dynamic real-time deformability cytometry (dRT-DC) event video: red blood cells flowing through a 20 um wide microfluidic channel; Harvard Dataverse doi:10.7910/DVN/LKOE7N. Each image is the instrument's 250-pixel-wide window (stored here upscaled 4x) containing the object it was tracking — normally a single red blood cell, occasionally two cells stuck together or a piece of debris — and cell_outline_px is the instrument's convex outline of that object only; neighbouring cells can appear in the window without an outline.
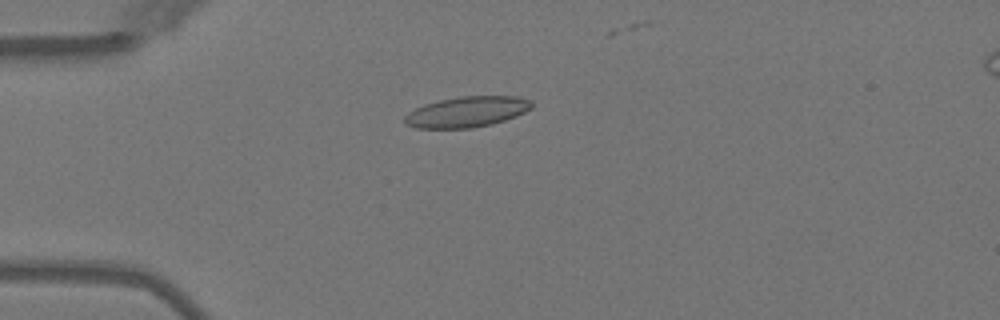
{"species": "Egyptian fruit bat (a non-hibernating species)", "species_latin": "Rousettus aegyptiacus", "temperature_condition": "warm", "stored_images_in_passage": 6, "camera_frame_rate_fps": 3000, "um_per_image_px": 0.085, "animal": {"sex": "female"}, "frame": {"image": 1, "passage_image": 4, "time_ms": 4.333, "image_size_px": [1000, 320], "cell_outline_px": [[532, 108], [516, 116], [492, 124], [472, 128], [416, 128], [404, 124], [404, 116], [408, 112], [424, 104], [440, 100], [460, 96], [516, 96], [528, 100], [532, 104]], "centroid_in_image_um": [39.65, 9.51], "position_along_channel_um": 45.4, "area_um2": 22.66}}
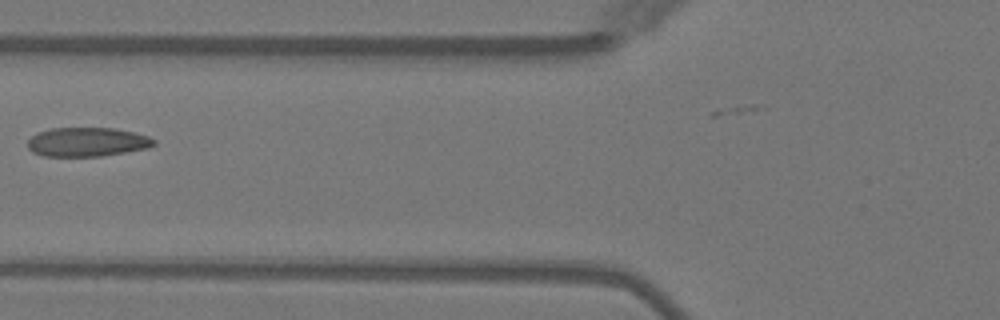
{"frame": {"image": 2, "passage_image": 6, "time_ms": 6.667, "image_size_px": [1000, 320], "cell_outline_px": [[156, 144], [148, 148], [100, 156], [44, 156], [32, 152], [28, 148], [28, 140], [36, 132], [52, 128], [112, 128], [132, 132], [148, 136], [156, 140]], "centroid_in_image_um": [7.39, 12.07], "position_along_channel_um": 118.4, "area_um2": 21.33}}